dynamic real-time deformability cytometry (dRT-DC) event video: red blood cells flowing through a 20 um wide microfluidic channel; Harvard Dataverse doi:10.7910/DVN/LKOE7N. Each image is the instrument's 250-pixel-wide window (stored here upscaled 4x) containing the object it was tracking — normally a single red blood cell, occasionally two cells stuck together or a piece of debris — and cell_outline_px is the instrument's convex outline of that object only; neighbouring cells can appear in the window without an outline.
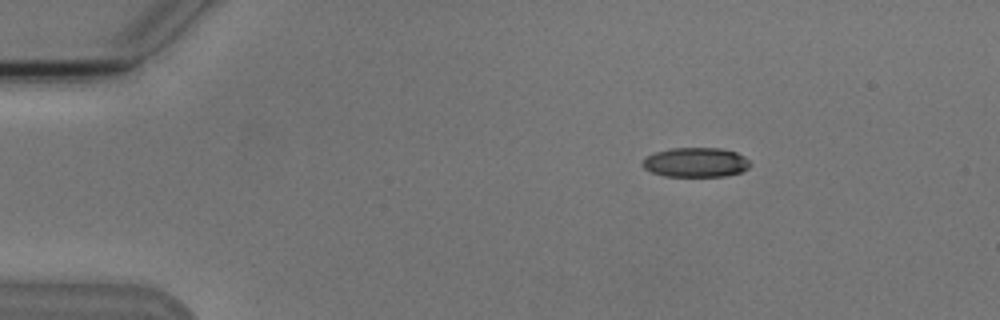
{"species": "Egyptian fruit bat (a non-hibernating species)", "species_latin": "Rousettus aegyptiacus", "temperature_condition": "cold", "stored_images_in_passage": 3, "camera_frame_rate_fps": 3000, "um_per_image_px": 0.085, "animal": {"sex": "male"}, "frame": {"image": 1, "passage_image": 1, "time_ms": 0.0, "image_size_px": [1000, 320], "cell_outline_px": [[748, 168], [740, 172], [724, 176], [664, 176], [652, 172], [644, 168], [644, 160], [648, 156], [656, 152], [672, 148], [720, 148], [736, 152], [744, 156], [748, 160]], "centroid_in_image_um": [59.15, 13.8], "position_along_channel_um": 25.8, "area_um2": 18.21}}